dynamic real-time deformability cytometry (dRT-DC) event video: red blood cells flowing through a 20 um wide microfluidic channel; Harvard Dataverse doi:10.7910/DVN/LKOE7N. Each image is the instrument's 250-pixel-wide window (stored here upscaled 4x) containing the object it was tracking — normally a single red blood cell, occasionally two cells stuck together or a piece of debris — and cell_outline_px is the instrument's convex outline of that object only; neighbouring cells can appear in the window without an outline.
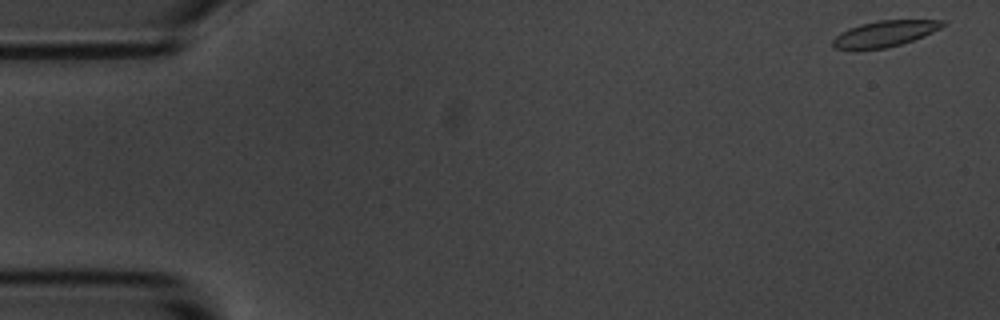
{"species": "common noctule bat (a hibernating species)", "species_latin": "Nyctalus noctula", "temperature_condition": "room temperature", "stored_images_in_passage": 55, "camera_frame_rate_fps": 3000, "um_per_image_px": 0.085, "animal": {"sex": "male", "body_mass_g": 20.1, "forearm_length_mm": 53.5}, "frame": {"image": 1, "passage_image": 1, "time_ms": 0.0, "image_size_px": [1000, 320], "cell_outline_px": [[944, 24], [940, 28], [924, 36], [900, 44], [884, 48], [856, 52], [836, 48], [832, 44], [832, 40], [840, 32], [848, 28], [860, 24], [876, 20], [944, 20]], "centroid_in_image_um": [75.11, 2.89], "position_along_channel_um": 9.9, "area_um2": 16.94}}
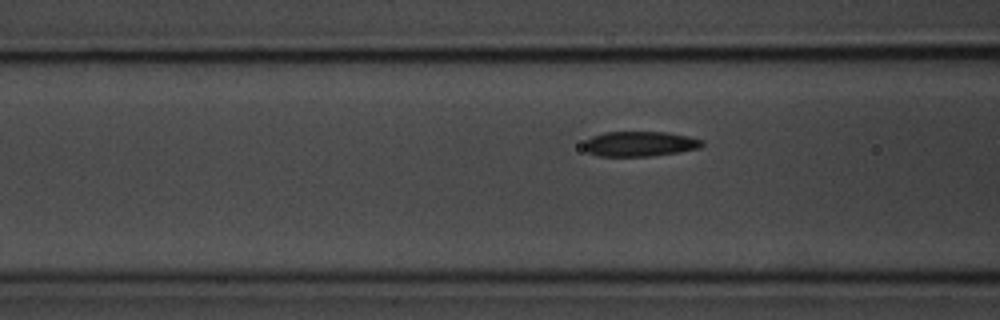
{"frame": {"image": 2, "passage_image": 21, "time_ms": 6.667, "image_size_px": [1000, 320], "cell_outline_px": [[704, 144], [700, 148], [680, 152], [648, 156], [596, 156], [588, 152], [584, 148], [584, 140], [592, 136], [604, 132], [668, 132], [688, 136], [704, 140]], "centroid_in_image_um": [54.38, 12.22], "position_along_channel_um": 112.2, "area_um2": 17.4}}
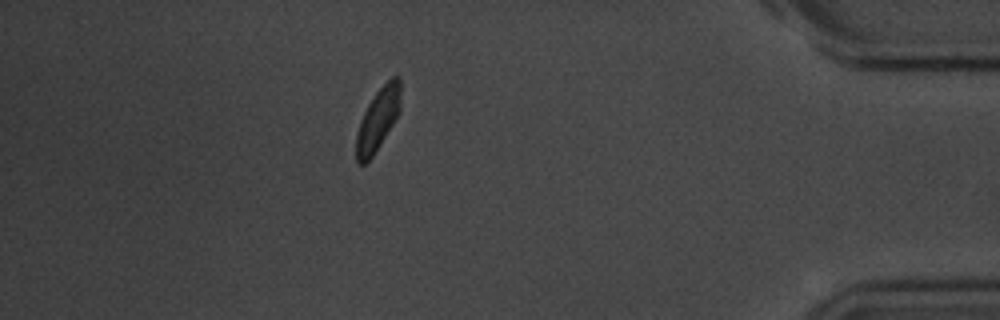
{"frame": {"image": 3, "passage_image": 50, "time_ms": 16.333, "image_size_px": [1000, 320], "cell_outline_px": [[400, 112], [380, 144], [372, 156], [364, 164], [356, 164], [356, 136], [360, 120], [368, 104], [376, 92], [392, 76], [400, 76]], "centroid_in_image_um": [32.12, 10.14], "position_along_channel_um": 403.1, "area_um2": 15.95}, "authors_computed_cell_mechanics": {"area_um2": 17.2822, "velocity_mm_per_s": 3.4723, "shape_relaxation_time_tau1_ms": 2.901, "shape_relaxation_time_tau2_ms": 2.2638, "deformation_change_tau1": 0.1117, "deformation_change_tau2": 0.0538}}